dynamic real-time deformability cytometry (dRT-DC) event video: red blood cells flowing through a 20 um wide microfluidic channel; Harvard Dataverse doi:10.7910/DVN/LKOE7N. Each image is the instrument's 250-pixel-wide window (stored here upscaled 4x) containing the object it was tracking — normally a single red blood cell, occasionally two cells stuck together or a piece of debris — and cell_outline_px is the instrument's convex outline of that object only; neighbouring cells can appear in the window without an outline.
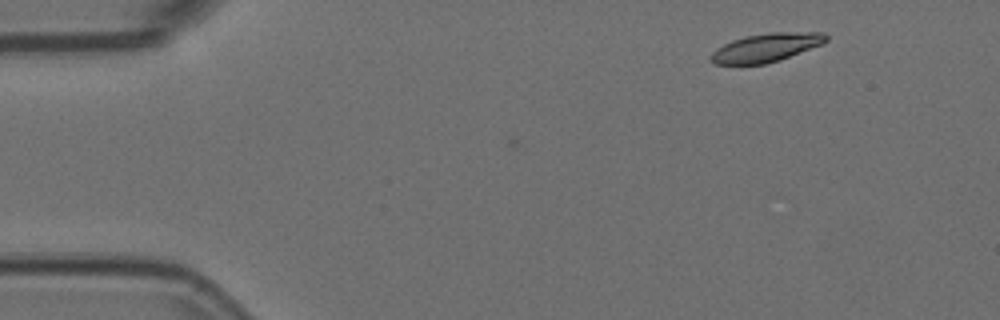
{"species": "Egyptian fruit bat (a non-hibernating species)", "species_latin": "Rousettus aegyptiacus", "temperature_condition": "room temperature", "stored_images_in_passage": 3, "camera_frame_rate_fps": 3000, "um_per_image_px": 0.085, "animal": {"sex": "female"}, "frame": {"image": 1, "passage_image": 1, "time_ms": 0.0, "image_size_px": [1000, 320], "cell_outline_px": [[828, 40], [824, 44], [780, 60], [764, 64], [716, 64], [708, 60], [708, 56], [716, 48], [732, 40], [748, 36], [772, 32], [824, 32], [828, 36]], "centroid_in_image_um": [65.14, 4.05], "position_along_channel_um": 19.9, "area_um2": 19.31}}